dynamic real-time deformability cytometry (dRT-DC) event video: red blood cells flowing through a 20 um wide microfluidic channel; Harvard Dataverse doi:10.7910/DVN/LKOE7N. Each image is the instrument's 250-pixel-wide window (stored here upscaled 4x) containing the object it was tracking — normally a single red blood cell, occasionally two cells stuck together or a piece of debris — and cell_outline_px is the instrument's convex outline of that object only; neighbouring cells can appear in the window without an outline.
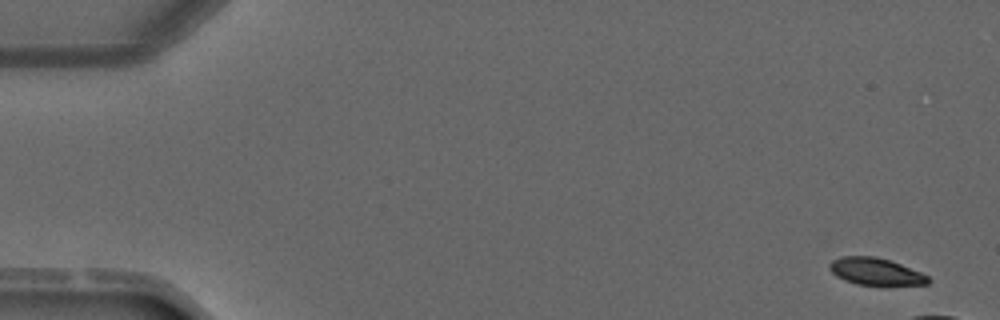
{"species": "common noctule bat (a hibernating species)", "species_latin": "Nyctalus noctula", "temperature_condition": "warm", "stored_images_in_passage": 5, "camera_frame_rate_fps": 3000, "um_per_image_px": 0.085, "animal": {"sex": "male", "forearm_length_mm": 52.5}, "frame": {"image": 1, "passage_image": 1, "time_ms": 0.0, "image_size_px": [1000, 320], "cell_outline_px": [[928, 284], [856, 284], [844, 280], [836, 276], [828, 268], [828, 264], [832, 260], [840, 256], [876, 256], [900, 264], [920, 272], [928, 276]], "centroid_in_image_um": [74.35, 23.05], "position_along_channel_um": 10.7, "area_um2": 15.26}}